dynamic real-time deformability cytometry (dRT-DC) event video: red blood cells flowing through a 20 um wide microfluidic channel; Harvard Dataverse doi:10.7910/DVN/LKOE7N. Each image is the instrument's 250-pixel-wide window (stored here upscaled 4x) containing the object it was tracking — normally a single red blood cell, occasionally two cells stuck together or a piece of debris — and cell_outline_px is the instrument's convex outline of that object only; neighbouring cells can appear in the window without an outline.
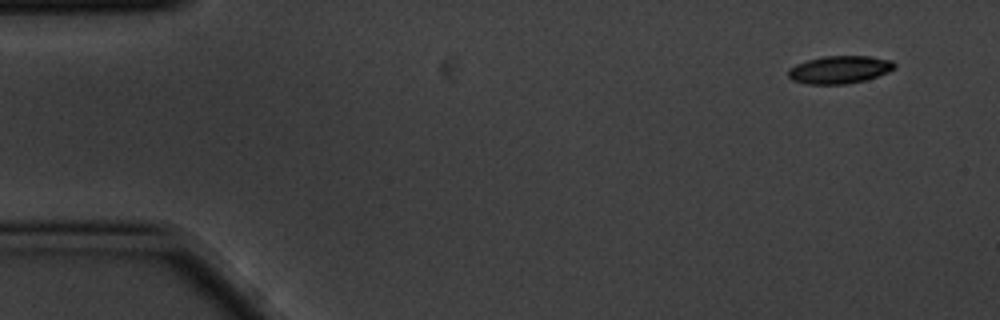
{"species": "common noctule bat (a hibernating species)", "species_latin": "Nyctalus noctula", "temperature_condition": "cold", "stored_images_in_passage": 4, "camera_frame_rate_fps": 3000, "um_per_image_px": 0.085, "animal": {"sex": "male", "body_mass_g": 20.1, "forearm_length_mm": 53.5}, "frame": {"image": 1, "passage_image": 1, "time_ms": 0.0, "image_size_px": [1000, 320], "cell_outline_px": [[896, 68], [888, 72], [864, 80], [844, 84], [804, 84], [792, 80], [788, 76], [788, 68], [796, 64], [808, 60], [824, 56], [872, 56], [892, 60], [896, 64]], "centroid_in_image_um": [71.36, 5.91], "position_along_channel_um": 13.6, "area_um2": 17.22}}